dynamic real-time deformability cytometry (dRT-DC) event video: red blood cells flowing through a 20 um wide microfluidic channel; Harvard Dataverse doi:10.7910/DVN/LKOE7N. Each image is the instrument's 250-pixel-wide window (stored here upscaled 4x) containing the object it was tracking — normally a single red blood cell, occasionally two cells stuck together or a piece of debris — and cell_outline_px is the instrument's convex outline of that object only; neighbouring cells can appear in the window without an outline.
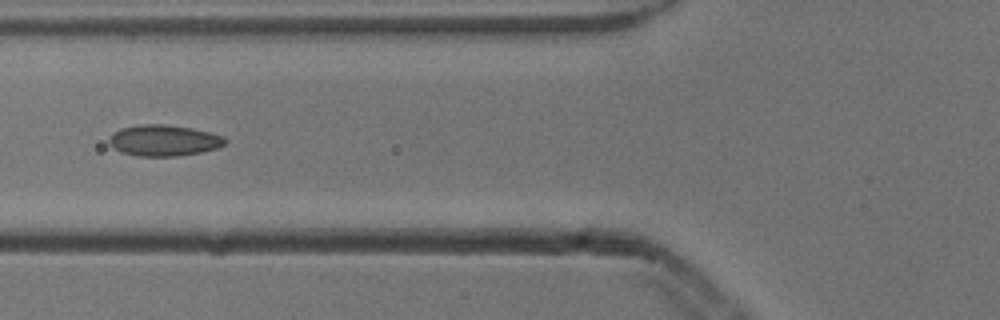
{"species": "common noctule bat (a hibernating species)", "species_latin": "Nyctalus noctula", "temperature_condition": "cold", "stored_images_in_passage": 3, "camera_frame_rate_fps": 3000, "um_per_image_px": 0.085, "animal": {"sex": "male", "body_mass_g": 13.3}, "frame": {"image": 1, "passage_image": 3, "time_ms": 0.667, "image_size_px": [1000, 320], "cell_outline_px": [[228, 140], [224, 144], [216, 148], [200, 152], [176, 156], [136, 156], [120, 152], [108, 144], [108, 140], [120, 128], [140, 124], [164, 124], [192, 128], [224, 136]], "centroid_in_image_um": [13.91, 11.94], "position_along_channel_um": 111.9, "area_um2": 20.98}}